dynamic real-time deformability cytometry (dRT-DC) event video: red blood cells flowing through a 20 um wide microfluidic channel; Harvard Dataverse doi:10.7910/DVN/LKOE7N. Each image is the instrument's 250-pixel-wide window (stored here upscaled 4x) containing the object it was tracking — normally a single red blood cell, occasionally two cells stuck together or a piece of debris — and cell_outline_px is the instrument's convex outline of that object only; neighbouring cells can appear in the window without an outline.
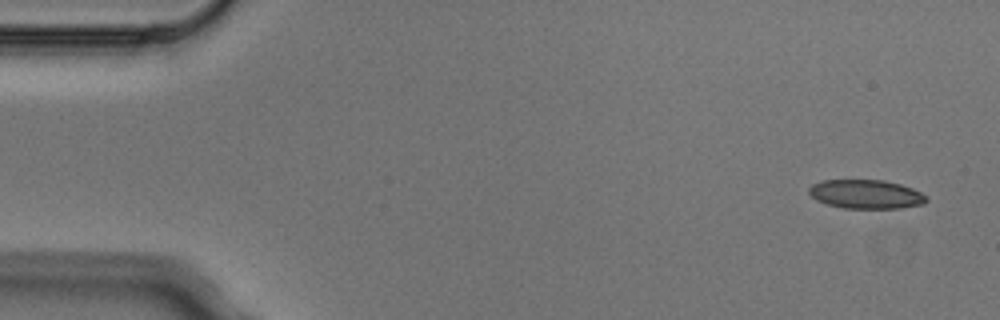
{"species": "Egyptian fruit bat (a non-hibernating species)", "species_latin": "Rousettus aegyptiacus", "temperature_condition": "cold", "stored_images_in_passage": 5, "camera_frame_rate_fps": 3000, "um_per_image_px": 0.085, "animal": {"sex": "male"}, "frame": {"image": 1, "passage_image": 1, "time_ms": 0.0, "image_size_px": [1000, 320], "cell_outline_px": [[928, 200], [924, 204], [900, 208], [844, 208], [828, 204], [816, 200], [808, 192], [808, 188], [812, 184], [820, 180], [884, 180], [900, 184], [912, 188], [920, 192]], "centroid_in_image_um": [73.59, 16.5], "position_along_channel_um": 11.4, "area_um2": 19.77}}
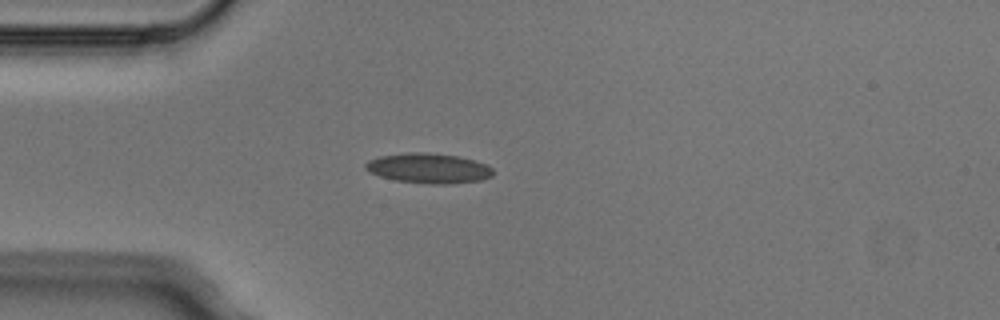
{"frame": {"image": 2, "passage_image": 4, "time_ms": 1.0, "image_size_px": [1000, 320], "cell_outline_px": [[492, 176], [480, 180], [444, 184], [432, 184], [396, 180], [380, 176], [368, 172], [364, 168], [364, 164], [368, 160], [380, 156], [408, 152], [428, 152], [456, 156], [488, 164], [492, 168]], "centroid_in_image_um": [36.39, 14.29], "position_along_channel_um": 48.6, "area_um2": 22.2}}